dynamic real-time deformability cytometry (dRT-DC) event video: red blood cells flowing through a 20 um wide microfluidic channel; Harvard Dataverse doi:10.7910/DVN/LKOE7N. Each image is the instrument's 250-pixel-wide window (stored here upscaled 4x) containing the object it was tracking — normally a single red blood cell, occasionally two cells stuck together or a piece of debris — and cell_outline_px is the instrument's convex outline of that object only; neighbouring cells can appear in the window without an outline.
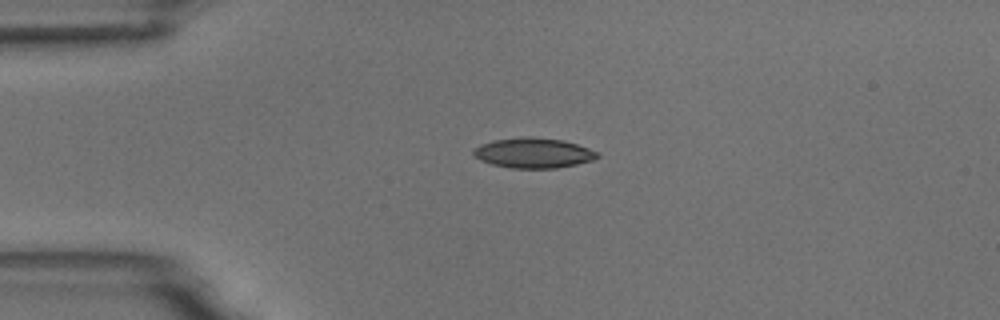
{"species": "common noctule bat (a hibernating species)", "species_latin": "Nyctalus noctula", "temperature_condition": "room temperature", "stored_images_in_passage": 2, "camera_frame_rate_fps": 3000, "um_per_image_px": 0.085, "animal": {"sex": "male", "body_mass_g": 18.8}, "frame": {"image": 1, "passage_image": 1, "time_ms": 0.0, "image_size_px": [1000, 320], "cell_outline_px": [[600, 156], [592, 160], [576, 164], [556, 168], [512, 168], [492, 164], [480, 160], [472, 156], [472, 148], [480, 144], [492, 140], [524, 136], [528, 136], [564, 140], [588, 148], [596, 152]], "centroid_in_image_um": [45.27, 12.99], "position_along_channel_um": 39.7, "area_um2": 21.85}}